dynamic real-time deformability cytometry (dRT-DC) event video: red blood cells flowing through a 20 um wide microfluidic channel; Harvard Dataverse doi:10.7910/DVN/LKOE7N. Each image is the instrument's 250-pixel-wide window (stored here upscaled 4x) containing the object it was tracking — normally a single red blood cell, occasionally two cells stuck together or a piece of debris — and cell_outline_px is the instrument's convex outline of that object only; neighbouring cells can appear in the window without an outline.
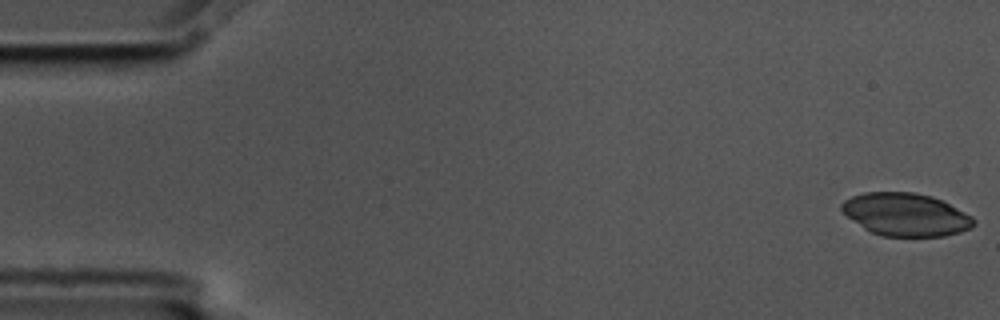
{"species": "common noctule bat (a hibernating species)", "species_latin": "Nyctalus noctula", "temperature_condition": "cold", "stored_images_in_passage": 6, "segment_of_instrument_passage": [1, 2], "camera_frame_rate_fps": 3000, "um_per_image_px": 0.085, "animal": {"sex": "male", "body_mass_g": 17.5, "forearm_length_mm": 52.3}, "frame": {"image": 1, "passage_image": 1, "time_ms": 0.0, "image_size_px": [1000, 320], "cell_outline_px": [[976, 224], [972, 228], [960, 232], [944, 236], [880, 236], [864, 228], [848, 216], [840, 208], [840, 204], [844, 200], [852, 196], [864, 192], [916, 192], [932, 196], [972, 216], [976, 220]], "centroid_in_image_um": [77.0, 18.23], "position_along_channel_um": 8.0, "area_um2": 32.89}}